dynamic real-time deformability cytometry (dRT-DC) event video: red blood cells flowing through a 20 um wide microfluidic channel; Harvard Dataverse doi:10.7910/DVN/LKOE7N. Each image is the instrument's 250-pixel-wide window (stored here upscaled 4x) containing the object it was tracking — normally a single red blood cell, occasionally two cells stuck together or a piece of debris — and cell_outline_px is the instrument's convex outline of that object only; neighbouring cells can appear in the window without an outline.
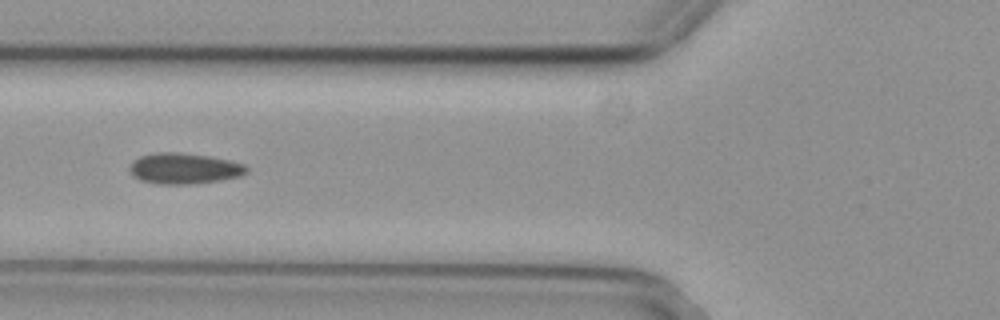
{"species": "common noctule bat (a hibernating species)", "species_latin": "Nyctalus noctula", "temperature_condition": "cold", "stored_images_in_passage": 22, "camera_frame_rate_fps": 3000, "um_per_image_px": 0.085, "animal": {"sex": "female", "body_mass_g": 29.2, "forearm_length_mm": 56.3}, "frame": {"image": 1, "passage_image": 7, "time_ms": 2.0, "image_size_px": [1000, 320], "cell_outline_px": [[248, 172], [240, 176], [220, 180], [192, 184], [156, 184], [140, 180], [132, 176], [128, 168], [140, 156], [156, 152], [180, 152], [208, 156], [228, 160], [244, 164], [248, 168]], "centroid_in_image_um": [15.64, 14.32], "position_along_channel_um": 110.2, "area_um2": 21.04}}